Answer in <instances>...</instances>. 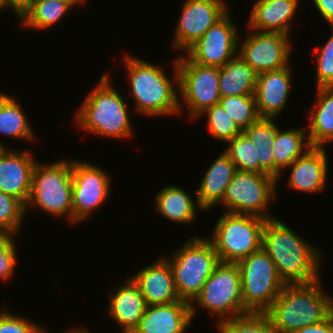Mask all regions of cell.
<instances>
[{
    "mask_svg": "<svg viewBox=\"0 0 333 333\" xmlns=\"http://www.w3.org/2000/svg\"><path fill=\"white\" fill-rule=\"evenodd\" d=\"M249 30L245 39H238V54L257 74L280 70L291 63L290 36Z\"/></svg>",
    "mask_w": 333,
    "mask_h": 333,
    "instance_id": "4fadbf2b",
    "label": "cell"
},
{
    "mask_svg": "<svg viewBox=\"0 0 333 333\" xmlns=\"http://www.w3.org/2000/svg\"><path fill=\"white\" fill-rule=\"evenodd\" d=\"M277 185V180L269 174L237 170L219 205L227 213L275 218L267 210L276 200Z\"/></svg>",
    "mask_w": 333,
    "mask_h": 333,
    "instance_id": "30bf717a",
    "label": "cell"
},
{
    "mask_svg": "<svg viewBox=\"0 0 333 333\" xmlns=\"http://www.w3.org/2000/svg\"><path fill=\"white\" fill-rule=\"evenodd\" d=\"M26 206L13 196L0 191V231L5 235H18L24 221Z\"/></svg>",
    "mask_w": 333,
    "mask_h": 333,
    "instance_id": "836d02e7",
    "label": "cell"
},
{
    "mask_svg": "<svg viewBox=\"0 0 333 333\" xmlns=\"http://www.w3.org/2000/svg\"><path fill=\"white\" fill-rule=\"evenodd\" d=\"M322 278L308 284H286L265 312L278 333H294L323 322L332 314V297L323 291Z\"/></svg>",
    "mask_w": 333,
    "mask_h": 333,
    "instance_id": "3957f363",
    "label": "cell"
},
{
    "mask_svg": "<svg viewBox=\"0 0 333 333\" xmlns=\"http://www.w3.org/2000/svg\"><path fill=\"white\" fill-rule=\"evenodd\" d=\"M229 13L183 53L190 61L220 68L238 54V39L241 36Z\"/></svg>",
    "mask_w": 333,
    "mask_h": 333,
    "instance_id": "5bb4252c",
    "label": "cell"
},
{
    "mask_svg": "<svg viewBox=\"0 0 333 333\" xmlns=\"http://www.w3.org/2000/svg\"><path fill=\"white\" fill-rule=\"evenodd\" d=\"M223 213L213 228L211 238H207L220 262L237 263L262 248L266 219L254 215Z\"/></svg>",
    "mask_w": 333,
    "mask_h": 333,
    "instance_id": "ba28073f",
    "label": "cell"
},
{
    "mask_svg": "<svg viewBox=\"0 0 333 333\" xmlns=\"http://www.w3.org/2000/svg\"><path fill=\"white\" fill-rule=\"evenodd\" d=\"M219 103L242 131L260 118L254 95L221 96Z\"/></svg>",
    "mask_w": 333,
    "mask_h": 333,
    "instance_id": "4dcf8cb0",
    "label": "cell"
},
{
    "mask_svg": "<svg viewBox=\"0 0 333 333\" xmlns=\"http://www.w3.org/2000/svg\"><path fill=\"white\" fill-rule=\"evenodd\" d=\"M258 74L237 54L219 68L221 96L254 95Z\"/></svg>",
    "mask_w": 333,
    "mask_h": 333,
    "instance_id": "4316f807",
    "label": "cell"
},
{
    "mask_svg": "<svg viewBox=\"0 0 333 333\" xmlns=\"http://www.w3.org/2000/svg\"><path fill=\"white\" fill-rule=\"evenodd\" d=\"M11 8V10L14 12L13 14L19 18V12L8 2V0H0V12L3 10Z\"/></svg>",
    "mask_w": 333,
    "mask_h": 333,
    "instance_id": "b9f144b4",
    "label": "cell"
},
{
    "mask_svg": "<svg viewBox=\"0 0 333 333\" xmlns=\"http://www.w3.org/2000/svg\"><path fill=\"white\" fill-rule=\"evenodd\" d=\"M236 171L235 164L224 151L208 167L196 189V197L203 212L211 211L222 202Z\"/></svg>",
    "mask_w": 333,
    "mask_h": 333,
    "instance_id": "603a6c76",
    "label": "cell"
},
{
    "mask_svg": "<svg viewBox=\"0 0 333 333\" xmlns=\"http://www.w3.org/2000/svg\"><path fill=\"white\" fill-rule=\"evenodd\" d=\"M325 147H312L289 167L287 186L304 193L322 192L327 186L328 152Z\"/></svg>",
    "mask_w": 333,
    "mask_h": 333,
    "instance_id": "ac0fdd59",
    "label": "cell"
},
{
    "mask_svg": "<svg viewBox=\"0 0 333 333\" xmlns=\"http://www.w3.org/2000/svg\"><path fill=\"white\" fill-rule=\"evenodd\" d=\"M294 333H333V316L332 314L323 322L305 326L296 330Z\"/></svg>",
    "mask_w": 333,
    "mask_h": 333,
    "instance_id": "60d3db41",
    "label": "cell"
},
{
    "mask_svg": "<svg viewBox=\"0 0 333 333\" xmlns=\"http://www.w3.org/2000/svg\"><path fill=\"white\" fill-rule=\"evenodd\" d=\"M61 1L71 4L73 7L76 5H79V4L82 5V4L86 3V0H61Z\"/></svg>",
    "mask_w": 333,
    "mask_h": 333,
    "instance_id": "f6af8a7d",
    "label": "cell"
},
{
    "mask_svg": "<svg viewBox=\"0 0 333 333\" xmlns=\"http://www.w3.org/2000/svg\"><path fill=\"white\" fill-rule=\"evenodd\" d=\"M226 144L228 145L223 151L235 164L237 170L259 173L257 148L243 132Z\"/></svg>",
    "mask_w": 333,
    "mask_h": 333,
    "instance_id": "f546056e",
    "label": "cell"
},
{
    "mask_svg": "<svg viewBox=\"0 0 333 333\" xmlns=\"http://www.w3.org/2000/svg\"><path fill=\"white\" fill-rule=\"evenodd\" d=\"M219 333H278L265 313H248L223 321Z\"/></svg>",
    "mask_w": 333,
    "mask_h": 333,
    "instance_id": "d6a6232c",
    "label": "cell"
},
{
    "mask_svg": "<svg viewBox=\"0 0 333 333\" xmlns=\"http://www.w3.org/2000/svg\"><path fill=\"white\" fill-rule=\"evenodd\" d=\"M6 309L0 311V333H48L46 327Z\"/></svg>",
    "mask_w": 333,
    "mask_h": 333,
    "instance_id": "d590c367",
    "label": "cell"
},
{
    "mask_svg": "<svg viewBox=\"0 0 333 333\" xmlns=\"http://www.w3.org/2000/svg\"><path fill=\"white\" fill-rule=\"evenodd\" d=\"M129 95L133 97L134 110L148 117L174 116L183 113L179 101V71L174 60V78L170 79L161 65L157 66L133 55L125 54ZM174 81V82H173Z\"/></svg>",
    "mask_w": 333,
    "mask_h": 333,
    "instance_id": "7a4b0ae2",
    "label": "cell"
},
{
    "mask_svg": "<svg viewBox=\"0 0 333 333\" xmlns=\"http://www.w3.org/2000/svg\"><path fill=\"white\" fill-rule=\"evenodd\" d=\"M29 150L5 147L0 152V191L20 200L25 206L31 192L32 174L36 165Z\"/></svg>",
    "mask_w": 333,
    "mask_h": 333,
    "instance_id": "2e32d148",
    "label": "cell"
},
{
    "mask_svg": "<svg viewBox=\"0 0 333 333\" xmlns=\"http://www.w3.org/2000/svg\"><path fill=\"white\" fill-rule=\"evenodd\" d=\"M5 234L0 231V239L4 236Z\"/></svg>",
    "mask_w": 333,
    "mask_h": 333,
    "instance_id": "bcb514c9",
    "label": "cell"
},
{
    "mask_svg": "<svg viewBox=\"0 0 333 333\" xmlns=\"http://www.w3.org/2000/svg\"><path fill=\"white\" fill-rule=\"evenodd\" d=\"M229 10L225 0H186L173 33L172 49L184 53Z\"/></svg>",
    "mask_w": 333,
    "mask_h": 333,
    "instance_id": "9a60e30c",
    "label": "cell"
},
{
    "mask_svg": "<svg viewBox=\"0 0 333 333\" xmlns=\"http://www.w3.org/2000/svg\"><path fill=\"white\" fill-rule=\"evenodd\" d=\"M314 51L316 54V88L333 87V32L324 45L315 48Z\"/></svg>",
    "mask_w": 333,
    "mask_h": 333,
    "instance_id": "e575fe53",
    "label": "cell"
},
{
    "mask_svg": "<svg viewBox=\"0 0 333 333\" xmlns=\"http://www.w3.org/2000/svg\"><path fill=\"white\" fill-rule=\"evenodd\" d=\"M109 174L98 165L72 160L73 224L84 222L108 199L111 188Z\"/></svg>",
    "mask_w": 333,
    "mask_h": 333,
    "instance_id": "7c38bea8",
    "label": "cell"
},
{
    "mask_svg": "<svg viewBox=\"0 0 333 333\" xmlns=\"http://www.w3.org/2000/svg\"><path fill=\"white\" fill-rule=\"evenodd\" d=\"M23 108L13 96L0 92V135L30 141L34 139L33 127ZM0 140V144L5 148Z\"/></svg>",
    "mask_w": 333,
    "mask_h": 333,
    "instance_id": "f1b7e54d",
    "label": "cell"
},
{
    "mask_svg": "<svg viewBox=\"0 0 333 333\" xmlns=\"http://www.w3.org/2000/svg\"><path fill=\"white\" fill-rule=\"evenodd\" d=\"M192 320L190 303L187 301L147 305L132 333H185Z\"/></svg>",
    "mask_w": 333,
    "mask_h": 333,
    "instance_id": "ffe728a7",
    "label": "cell"
},
{
    "mask_svg": "<svg viewBox=\"0 0 333 333\" xmlns=\"http://www.w3.org/2000/svg\"><path fill=\"white\" fill-rule=\"evenodd\" d=\"M111 83L109 75H102L76 110L75 122L85 133L128 139L133 136L127 102Z\"/></svg>",
    "mask_w": 333,
    "mask_h": 333,
    "instance_id": "277c9868",
    "label": "cell"
},
{
    "mask_svg": "<svg viewBox=\"0 0 333 333\" xmlns=\"http://www.w3.org/2000/svg\"><path fill=\"white\" fill-rule=\"evenodd\" d=\"M240 270L244 308L265 313L286 285L269 254L261 248L236 263Z\"/></svg>",
    "mask_w": 333,
    "mask_h": 333,
    "instance_id": "9c48e42d",
    "label": "cell"
},
{
    "mask_svg": "<svg viewBox=\"0 0 333 333\" xmlns=\"http://www.w3.org/2000/svg\"><path fill=\"white\" fill-rule=\"evenodd\" d=\"M192 198L185 189L175 185H166L155 195V209L159 215L174 223L190 224L197 218L199 206L196 190Z\"/></svg>",
    "mask_w": 333,
    "mask_h": 333,
    "instance_id": "cb8c5ba5",
    "label": "cell"
},
{
    "mask_svg": "<svg viewBox=\"0 0 333 333\" xmlns=\"http://www.w3.org/2000/svg\"><path fill=\"white\" fill-rule=\"evenodd\" d=\"M176 59L179 71V101L183 100L189 118L195 120L204 110L220 102L219 67L192 62L185 55Z\"/></svg>",
    "mask_w": 333,
    "mask_h": 333,
    "instance_id": "8fae6325",
    "label": "cell"
},
{
    "mask_svg": "<svg viewBox=\"0 0 333 333\" xmlns=\"http://www.w3.org/2000/svg\"><path fill=\"white\" fill-rule=\"evenodd\" d=\"M317 12L333 28V0H312Z\"/></svg>",
    "mask_w": 333,
    "mask_h": 333,
    "instance_id": "ab89813d",
    "label": "cell"
},
{
    "mask_svg": "<svg viewBox=\"0 0 333 333\" xmlns=\"http://www.w3.org/2000/svg\"><path fill=\"white\" fill-rule=\"evenodd\" d=\"M125 282L115 292H110L107 314L119 325L122 333H132L147 304L136 283L130 277Z\"/></svg>",
    "mask_w": 333,
    "mask_h": 333,
    "instance_id": "7402d4cb",
    "label": "cell"
},
{
    "mask_svg": "<svg viewBox=\"0 0 333 333\" xmlns=\"http://www.w3.org/2000/svg\"><path fill=\"white\" fill-rule=\"evenodd\" d=\"M316 101L309 113L308 138L312 147L333 141V87L316 88Z\"/></svg>",
    "mask_w": 333,
    "mask_h": 333,
    "instance_id": "d4e9b609",
    "label": "cell"
},
{
    "mask_svg": "<svg viewBox=\"0 0 333 333\" xmlns=\"http://www.w3.org/2000/svg\"><path fill=\"white\" fill-rule=\"evenodd\" d=\"M170 264L174 285L180 300L191 303L220 263L212 243L207 237L193 236L165 257Z\"/></svg>",
    "mask_w": 333,
    "mask_h": 333,
    "instance_id": "8992f818",
    "label": "cell"
},
{
    "mask_svg": "<svg viewBox=\"0 0 333 333\" xmlns=\"http://www.w3.org/2000/svg\"><path fill=\"white\" fill-rule=\"evenodd\" d=\"M4 149V147L0 144V152Z\"/></svg>",
    "mask_w": 333,
    "mask_h": 333,
    "instance_id": "7dc6e473",
    "label": "cell"
},
{
    "mask_svg": "<svg viewBox=\"0 0 333 333\" xmlns=\"http://www.w3.org/2000/svg\"><path fill=\"white\" fill-rule=\"evenodd\" d=\"M67 333H90V332L86 327L78 326L77 328L71 329V332H70V330H67Z\"/></svg>",
    "mask_w": 333,
    "mask_h": 333,
    "instance_id": "ee69618b",
    "label": "cell"
},
{
    "mask_svg": "<svg viewBox=\"0 0 333 333\" xmlns=\"http://www.w3.org/2000/svg\"><path fill=\"white\" fill-rule=\"evenodd\" d=\"M8 2L19 12L28 2V0H8Z\"/></svg>",
    "mask_w": 333,
    "mask_h": 333,
    "instance_id": "7bdbcfd3",
    "label": "cell"
},
{
    "mask_svg": "<svg viewBox=\"0 0 333 333\" xmlns=\"http://www.w3.org/2000/svg\"><path fill=\"white\" fill-rule=\"evenodd\" d=\"M198 306L218 317L216 327L227 319L249 313L243 305L240 270L236 263L220 262L215 267L200 293L190 303L192 319L197 316Z\"/></svg>",
    "mask_w": 333,
    "mask_h": 333,
    "instance_id": "52a82bcc",
    "label": "cell"
},
{
    "mask_svg": "<svg viewBox=\"0 0 333 333\" xmlns=\"http://www.w3.org/2000/svg\"><path fill=\"white\" fill-rule=\"evenodd\" d=\"M205 114L208 132L219 142L227 143L243 132L220 103L204 110L196 120Z\"/></svg>",
    "mask_w": 333,
    "mask_h": 333,
    "instance_id": "1f68e13d",
    "label": "cell"
},
{
    "mask_svg": "<svg viewBox=\"0 0 333 333\" xmlns=\"http://www.w3.org/2000/svg\"><path fill=\"white\" fill-rule=\"evenodd\" d=\"M332 316H333V298H332Z\"/></svg>",
    "mask_w": 333,
    "mask_h": 333,
    "instance_id": "c3c4849f",
    "label": "cell"
},
{
    "mask_svg": "<svg viewBox=\"0 0 333 333\" xmlns=\"http://www.w3.org/2000/svg\"><path fill=\"white\" fill-rule=\"evenodd\" d=\"M15 235H4L0 239V280L9 281L15 273L17 264V246Z\"/></svg>",
    "mask_w": 333,
    "mask_h": 333,
    "instance_id": "74e56055",
    "label": "cell"
},
{
    "mask_svg": "<svg viewBox=\"0 0 333 333\" xmlns=\"http://www.w3.org/2000/svg\"><path fill=\"white\" fill-rule=\"evenodd\" d=\"M243 133L251 140L254 146H272L276 139L275 118H259Z\"/></svg>",
    "mask_w": 333,
    "mask_h": 333,
    "instance_id": "8d00e7d4",
    "label": "cell"
},
{
    "mask_svg": "<svg viewBox=\"0 0 333 333\" xmlns=\"http://www.w3.org/2000/svg\"><path fill=\"white\" fill-rule=\"evenodd\" d=\"M139 287L147 305H159L179 301L174 285V275L168 261L160 256L151 265L131 276Z\"/></svg>",
    "mask_w": 333,
    "mask_h": 333,
    "instance_id": "d6986e66",
    "label": "cell"
},
{
    "mask_svg": "<svg viewBox=\"0 0 333 333\" xmlns=\"http://www.w3.org/2000/svg\"><path fill=\"white\" fill-rule=\"evenodd\" d=\"M305 129L289 128L281 130L276 123V139L273 148L274 178L280 180L284 169L288 168L298 157L312 148ZM307 135V136H306Z\"/></svg>",
    "mask_w": 333,
    "mask_h": 333,
    "instance_id": "484cf974",
    "label": "cell"
},
{
    "mask_svg": "<svg viewBox=\"0 0 333 333\" xmlns=\"http://www.w3.org/2000/svg\"><path fill=\"white\" fill-rule=\"evenodd\" d=\"M262 248L285 284H308L322 278V251L276 217L264 224Z\"/></svg>",
    "mask_w": 333,
    "mask_h": 333,
    "instance_id": "6da1fadb",
    "label": "cell"
},
{
    "mask_svg": "<svg viewBox=\"0 0 333 333\" xmlns=\"http://www.w3.org/2000/svg\"><path fill=\"white\" fill-rule=\"evenodd\" d=\"M299 0H256L247 21V29L276 32L290 36L291 21Z\"/></svg>",
    "mask_w": 333,
    "mask_h": 333,
    "instance_id": "44dd1931",
    "label": "cell"
},
{
    "mask_svg": "<svg viewBox=\"0 0 333 333\" xmlns=\"http://www.w3.org/2000/svg\"><path fill=\"white\" fill-rule=\"evenodd\" d=\"M72 8L71 4L61 0H28L19 11L18 19L24 28L47 30L55 26Z\"/></svg>",
    "mask_w": 333,
    "mask_h": 333,
    "instance_id": "83f0119b",
    "label": "cell"
},
{
    "mask_svg": "<svg viewBox=\"0 0 333 333\" xmlns=\"http://www.w3.org/2000/svg\"><path fill=\"white\" fill-rule=\"evenodd\" d=\"M291 66L258 74L254 97L260 118H276L286 109L292 87Z\"/></svg>",
    "mask_w": 333,
    "mask_h": 333,
    "instance_id": "e0dca14e",
    "label": "cell"
},
{
    "mask_svg": "<svg viewBox=\"0 0 333 333\" xmlns=\"http://www.w3.org/2000/svg\"><path fill=\"white\" fill-rule=\"evenodd\" d=\"M36 207L55 218L65 216L73 224L72 160L36 162L26 212Z\"/></svg>",
    "mask_w": 333,
    "mask_h": 333,
    "instance_id": "5b68a950",
    "label": "cell"
},
{
    "mask_svg": "<svg viewBox=\"0 0 333 333\" xmlns=\"http://www.w3.org/2000/svg\"><path fill=\"white\" fill-rule=\"evenodd\" d=\"M259 160V173L269 174L274 177V157L272 146H256Z\"/></svg>",
    "mask_w": 333,
    "mask_h": 333,
    "instance_id": "f35d334b",
    "label": "cell"
}]
</instances>
